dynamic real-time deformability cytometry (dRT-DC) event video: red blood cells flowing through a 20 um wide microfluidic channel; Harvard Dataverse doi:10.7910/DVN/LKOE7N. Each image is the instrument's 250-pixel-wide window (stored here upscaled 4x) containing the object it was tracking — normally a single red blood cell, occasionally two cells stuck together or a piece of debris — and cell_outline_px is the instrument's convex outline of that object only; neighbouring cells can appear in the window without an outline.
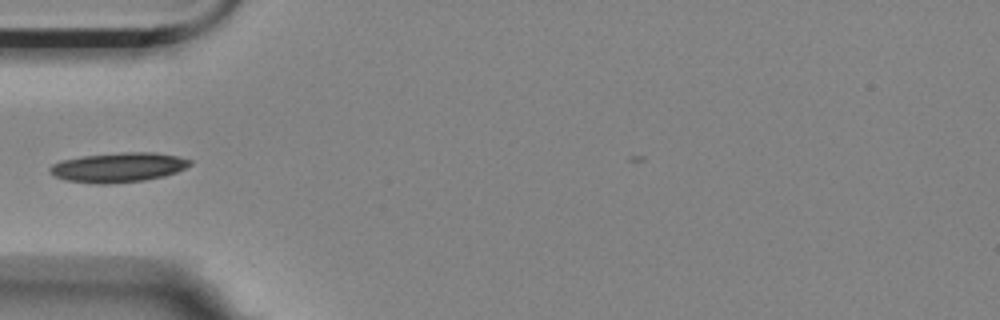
{"species": "Egyptian fruit bat (a non-hibernating species)", "species_latin": "Rousettus aegyptiacus", "temperature_condition": "room temperature", "stored_images_in_passage": 41, "camera_frame_rate_fps": 3000, "um_per_image_px": 0.085, "animal": {"sex": "female"}, "frame": {"image": 1, "passage_image": 1, "time_ms": 0.0, "image_size_px": [1000, 320], "cell_outline_px": [[192, 164], [176, 172], [164, 176], [144, 180], [104, 184], [96, 184], [64, 180], [48, 172], [48, 168], [52, 164], [60, 160], [84, 156], [120, 152], [156, 152], [176, 156], [192, 160]], "centroid_in_image_um": [10.03, 14.22], "position_along_channel_um": 75.0, "area_um2": 24.22}}
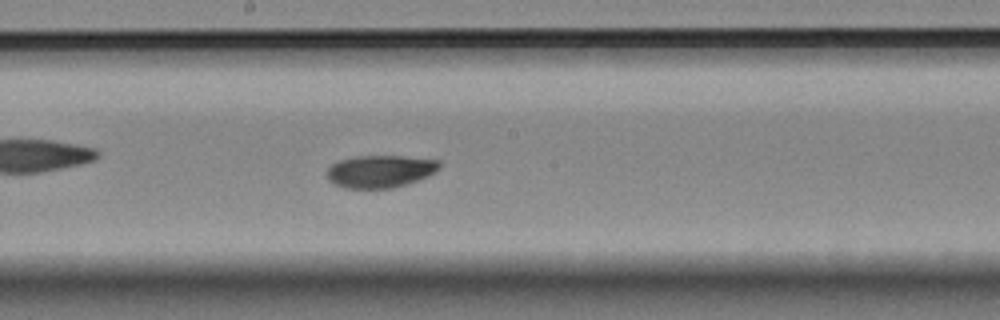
{"frame": {"image": 2, "passage_image": 13, "time_ms": 4.0, "image_size_px": [1000, 320], "cell_outline_px": [[440, 168], [436, 172], [420, 180], [408, 184], [392, 188], [344, 188], [328, 180], [328, 168], [332, 164], [340, 160], [356, 156], [400, 156], [440, 160]], "centroid_in_image_um": [32.36, 14.56], "position_along_channel_um": 215.8, "area_um2": 21.33}}
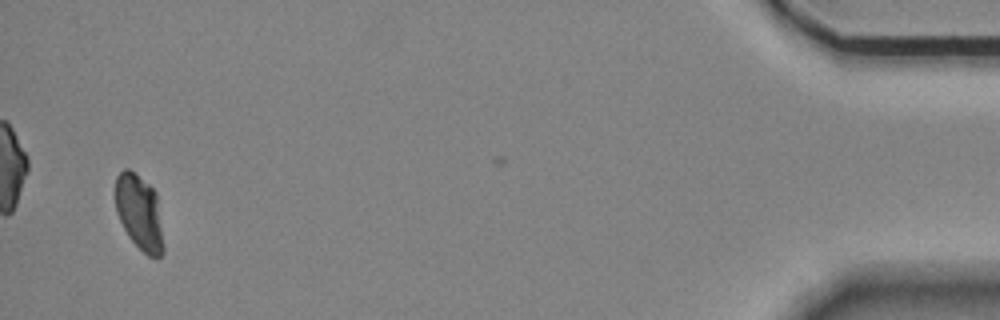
{"frame": {"image": 3, "passage_image": 38, "time_ms": 12.333, "image_size_px": [1000, 320], "cell_outline_px": [[164, 252], [156, 260], [148, 256], [128, 236], [116, 212], [116, 176], [124, 168], [128, 168], [148, 184], [156, 192], [164, 248]], "centroid_in_image_um": [11.85, 18.08], "position_along_channel_um": 423.3, "area_um2": 20.87}}